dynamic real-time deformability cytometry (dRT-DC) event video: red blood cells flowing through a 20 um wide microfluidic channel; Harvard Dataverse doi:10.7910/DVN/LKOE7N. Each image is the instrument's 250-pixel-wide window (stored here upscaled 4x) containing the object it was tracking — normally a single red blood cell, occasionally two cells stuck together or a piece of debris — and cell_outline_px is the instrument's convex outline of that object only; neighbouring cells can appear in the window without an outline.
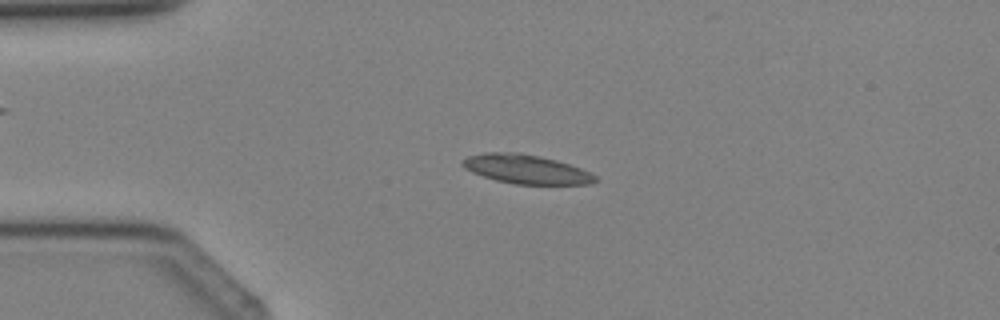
{"species": "Egyptian fruit bat (a non-hibernating species)", "species_latin": "Rousettus aegyptiacus", "temperature_condition": "cold", "stored_images_in_passage": 3, "camera_frame_rate_fps": 3000, "um_per_image_px": 0.085, "animal": {"sex": "female"}, "frame": {"image": 1, "passage_image": 2, "time_ms": 1.333, "image_size_px": [1000, 320], "cell_outline_px": [[600, 180], [592, 184], [516, 184], [496, 180], [472, 172], [464, 168], [460, 164], [460, 160], [468, 156], [484, 152], [520, 152], [556, 160], [580, 168], [596, 176]], "centroid_in_image_um": [44.69, 14.37], "position_along_channel_um": 40.3, "area_um2": 22.48}}